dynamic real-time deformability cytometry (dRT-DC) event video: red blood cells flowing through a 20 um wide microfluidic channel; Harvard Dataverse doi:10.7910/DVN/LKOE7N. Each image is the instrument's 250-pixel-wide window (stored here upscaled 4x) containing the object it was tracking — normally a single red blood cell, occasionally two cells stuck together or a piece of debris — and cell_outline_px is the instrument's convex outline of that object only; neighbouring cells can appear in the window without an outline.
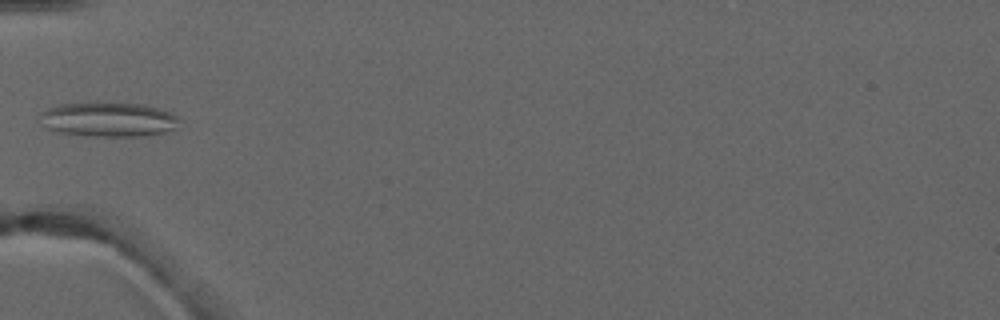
{"species": "common noctule bat (a hibernating species)", "species_latin": "Nyctalus noctula", "temperature_condition": "warm", "stored_images_in_passage": 6, "camera_frame_rate_fps": 3000, "um_per_image_px": 0.085, "animal": {"sex": "male", "forearm_length_mm": 52.5}, "frame": {"image": 1, "passage_image": 5, "time_ms": 4.667, "image_size_px": [1000, 320], "cell_outline_px": [[176, 128], [164, 132], [144, 136], [88, 136], [60, 132], [48, 128], [40, 112], [48, 108], [60, 104], [140, 104], [160, 108], [172, 112], [176, 116]], "centroid_in_image_um": [9.26, 10.17], "position_along_channel_um": 75.7, "area_um2": 27.17}}